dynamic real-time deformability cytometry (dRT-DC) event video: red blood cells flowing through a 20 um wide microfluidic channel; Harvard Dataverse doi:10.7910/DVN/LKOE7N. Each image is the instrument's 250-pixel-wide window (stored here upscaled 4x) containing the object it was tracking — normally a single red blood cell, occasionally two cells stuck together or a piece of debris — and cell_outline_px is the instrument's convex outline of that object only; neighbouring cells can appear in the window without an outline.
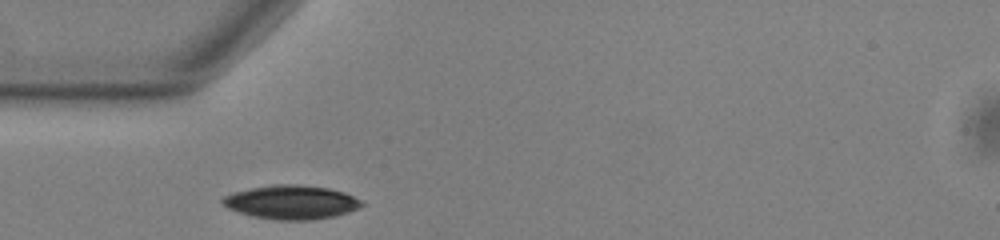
{"species": "common noctule bat (a hibernating species)", "species_latin": "Nyctalus noctula", "temperature_condition": "warm", "stored_images_in_passage": 36, "camera_frame_rate_fps": 3000, "um_per_image_px": 0.085, "animal": {"sex": "male", "body_mass_g": 13.0, "forearm_length_mm": 53.1}, "frame": {"image": 1, "passage_image": 1, "time_ms": 0.0, "image_size_px": [1000, 240], "cell_outline_px": [[364, 204], [360, 208], [336, 216], [312, 220], [272, 220], [252, 216], [228, 208], [220, 200], [224, 196], [232, 192], [248, 188], [272, 184], [296, 184], [328, 188], [344, 192], [360, 200]], "centroid_in_image_um": [24.75, 17.19], "position_along_channel_um": 60.2, "area_um2": 27.63}}
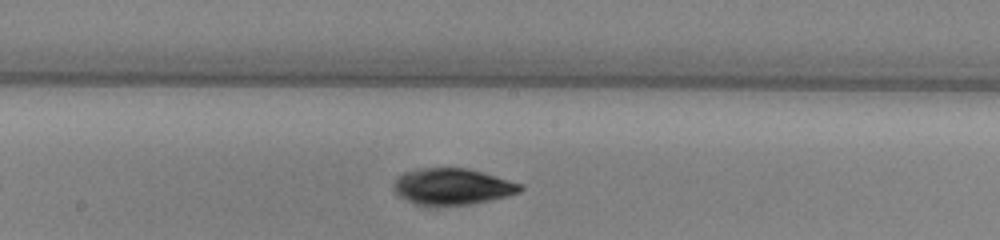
{"frame": {"image": 2, "passage_image": 13, "time_ms": 4.0, "image_size_px": [1000, 240], "cell_outline_px": [[524, 188], [520, 192], [472, 204], [416, 204], [400, 196], [392, 188], [392, 184], [404, 172], [416, 168], [468, 168], [484, 172], [524, 184]], "centroid_in_image_um": [38.48, 15.82], "position_along_channel_um": 209.7, "area_um2": 26.53}}
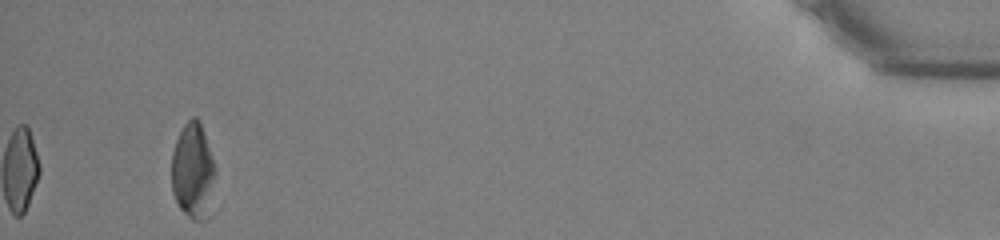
{"frame": {"image": 3, "passage_image": 36, "time_ms": 11.667, "image_size_px": [1000, 240], "cell_outline_px": [[216, 172], [212, 216], [208, 220], [192, 220], [180, 208], [172, 192], [172, 152], [176, 140], [184, 124], [192, 116], [196, 116], [200, 120], [216, 168]], "centroid_in_image_um": [16.46, 14.6], "position_along_channel_um": 418.7, "area_um2": 25.26}, "authors_computed_cell_mechanics": {"area_um2": 26.5302, "velocity_mm_per_s": 3.7758, "shape_relaxation_time_tau1_ms": 2.152, "shape_relaxation_time_tau2_ms": 9.297, "deformation_change_tau1": 0.0739, "deformation_change_tau2": 0.1781}}